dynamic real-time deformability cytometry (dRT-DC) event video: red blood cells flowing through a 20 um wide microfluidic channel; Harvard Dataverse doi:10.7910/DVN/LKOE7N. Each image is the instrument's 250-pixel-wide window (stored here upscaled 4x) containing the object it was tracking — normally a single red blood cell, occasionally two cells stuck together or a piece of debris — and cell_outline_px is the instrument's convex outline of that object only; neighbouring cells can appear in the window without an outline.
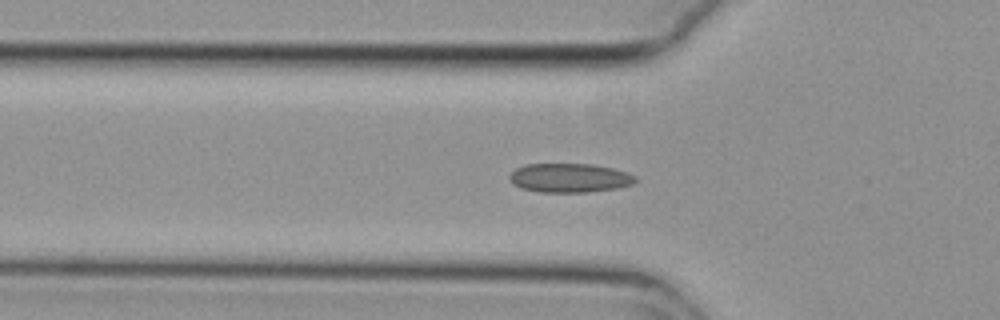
{"species": "common noctule bat (a hibernating species)", "species_latin": "Nyctalus noctula", "temperature_condition": "cold", "stored_images_in_passage": 55, "camera_frame_rate_fps": 3000, "um_per_image_px": 0.085, "animal": {"sex": "female", "body_mass_g": 29.2, "forearm_length_mm": 56.3}, "frame": {"image": 1, "passage_image": 18, "time_ms": 5.667, "image_size_px": [1000, 320], "cell_outline_px": [[636, 180], [632, 184], [616, 188], [588, 192], [540, 192], [520, 188], [512, 184], [508, 176], [516, 168], [524, 164], [592, 164], [612, 168], [628, 172], [636, 176]], "centroid_in_image_um": [48.39, 15.12], "position_along_channel_um": 77.4, "area_um2": 21.39}}
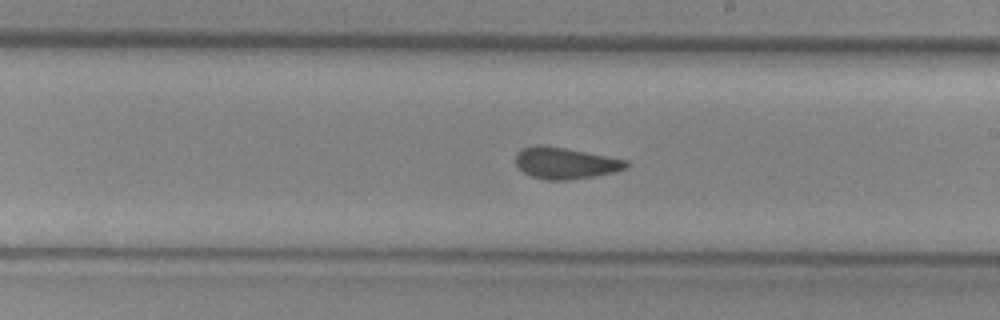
{"frame": {"image": 2, "passage_image": 31, "time_ms": 10.0, "image_size_px": [1000, 320], "cell_outline_px": [[628, 168], [616, 172], [596, 176], [568, 180], [548, 180], [532, 176], [524, 172], [516, 164], [516, 152], [524, 148], [536, 144], [540, 144], [564, 148], [628, 160]], "centroid_in_image_um": [48.08, 13.87], "position_along_channel_um": 240.9, "area_um2": 20.23}}
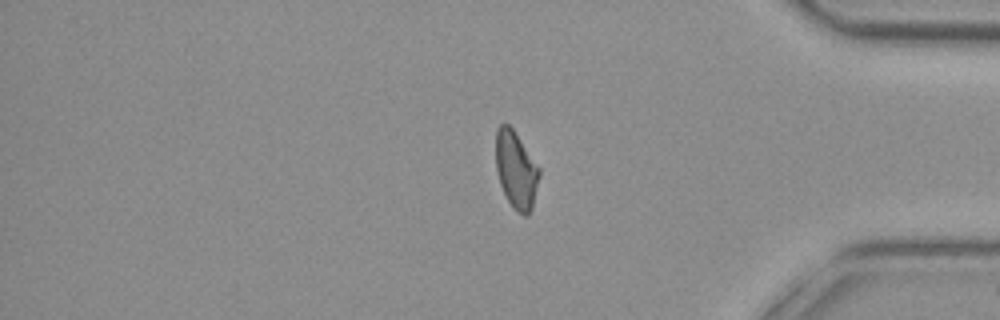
{"frame": {"image": 3, "passage_image": 45, "time_ms": 14.667, "image_size_px": [1000, 320], "cell_outline_px": [[540, 176], [532, 208], [528, 216], [524, 216], [516, 212], [512, 208], [500, 184], [496, 168], [496, 128], [500, 124], [508, 124], [512, 128], [540, 168]], "centroid_in_image_um": [43.87, 14.47], "position_along_channel_um": 391.3, "area_um2": 19.59}, "authors_computed_cell_mechanics": {"area_um2": 20.3456, "velocity_mm_per_s": 3.7642, "shape_relaxation_time_tau1_ms": null, "shape_relaxation_time_tau2_ms": 2.0538, "deformation_change_tau1": null, "deformation_change_tau2": 0.0739}}